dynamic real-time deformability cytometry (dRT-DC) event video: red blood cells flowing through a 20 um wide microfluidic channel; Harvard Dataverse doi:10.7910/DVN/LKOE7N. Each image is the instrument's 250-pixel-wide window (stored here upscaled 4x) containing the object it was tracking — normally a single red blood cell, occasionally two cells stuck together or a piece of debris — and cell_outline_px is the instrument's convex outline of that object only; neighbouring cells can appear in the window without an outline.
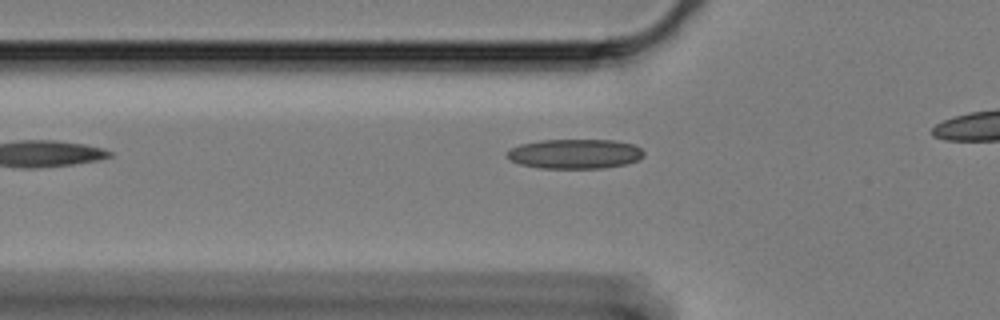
{"species": "Egyptian fruit bat (a non-hibernating species)", "species_latin": "Rousettus aegyptiacus", "temperature_condition": "cold", "stored_images_in_passage": 26, "camera_frame_rate_fps": 3000, "um_per_image_px": 0.085, "animal": {"sex": "female"}, "frame": {"image": 1, "passage_image": 2, "time_ms": 0.333, "image_size_px": [1000, 320], "cell_outline_px": [[644, 156], [640, 160], [628, 164], [604, 168], [540, 168], [520, 164], [504, 156], [504, 152], [520, 144], [540, 140], [616, 140], [636, 144], [644, 152]], "centroid_in_image_um": [48.9, 13.07], "position_along_channel_um": 76.9, "area_um2": 23.99}}
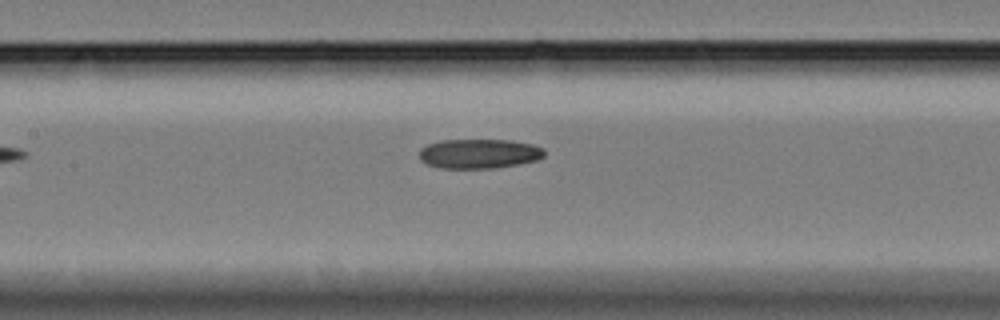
{"frame": {"image": 2, "passage_image": 10, "time_ms": 3.0, "image_size_px": [1000, 320], "cell_outline_px": [[544, 156], [536, 160], [520, 164], [496, 168], [440, 168], [428, 164], [420, 160], [420, 148], [428, 144], [440, 140], [512, 140], [532, 144], [544, 148]], "centroid_in_image_um": [40.73, 13.06], "position_along_channel_um": 166.7, "area_um2": 21.62}}
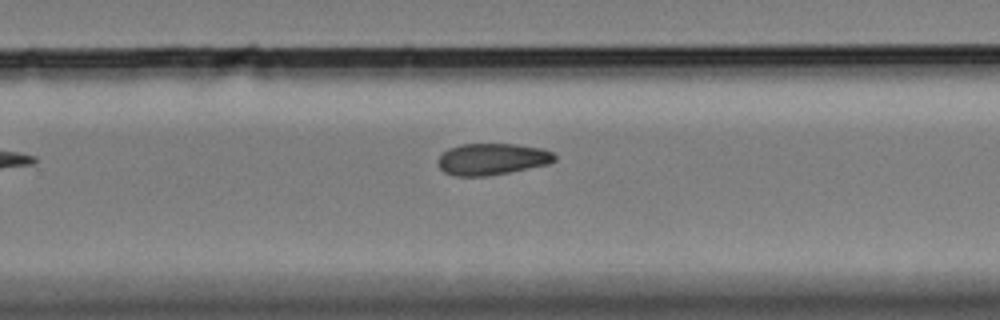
{"frame": {"image": 3, "passage_image": 21, "time_ms": 6.667, "image_size_px": [1000, 320], "cell_outline_px": [[556, 160], [548, 164], [488, 176], [452, 176], [444, 172], [440, 168], [436, 160], [448, 148], [460, 144], [516, 144], [540, 148], [552, 152], [556, 156]], "centroid_in_image_um": [41.79, 13.52], "position_along_channel_um": 288.0, "area_um2": 21.5}}